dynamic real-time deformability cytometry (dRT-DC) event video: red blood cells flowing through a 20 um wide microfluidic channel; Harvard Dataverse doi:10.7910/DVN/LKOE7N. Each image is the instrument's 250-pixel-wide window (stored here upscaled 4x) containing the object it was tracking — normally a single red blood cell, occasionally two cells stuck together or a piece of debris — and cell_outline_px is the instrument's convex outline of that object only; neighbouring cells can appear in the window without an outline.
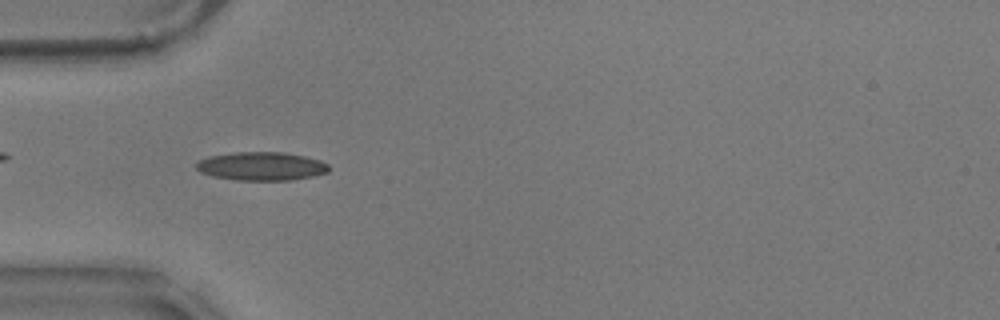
{"species": "common noctule bat (a hibernating species)", "species_latin": "Nyctalus noctula", "temperature_condition": "warm", "stored_images_in_passage": 56, "camera_frame_rate_fps": 3000, "um_per_image_px": 0.085, "animal": {"sex": "male", "body_mass_g": 17.9}, "frame": {"image": 1, "passage_image": 17, "time_ms": 5.333, "image_size_px": [1000, 320], "cell_outline_px": [[328, 172], [312, 176], [292, 180], [236, 180], [212, 176], [200, 172], [196, 168], [196, 164], [200, 160], [208, 156], [236, 152], [284, 152], [304, 156], [320, 160], [328, 164]], "centroid_in_image_um": [22.21, 14.13], "position_along_channel_um": 62.8, "area_um2": 21.96}}
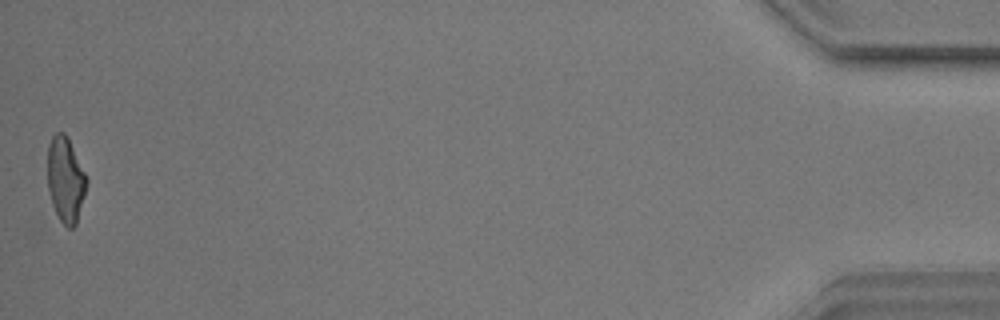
{"frame": {"image": 2, "passage_image": 56, "time_ms": 18.333, "image_size_px": [1000, 320], "cell_outline_px": [[88, 180], [76, 224], [72, 228], [68, 228], [60, 220], [52, 204], [48, 188], [48, 144], [52, 136], [56, 132], [64, 132], [68, 136]], "centroid_in_image_um": [5.56, 15.23], "position_along_channel_um": 429.6, "area_um2": 19.25}, "authors_computed_cell_mechanics": {"area_um2": 19.7387, "velocity_mm_per_s": 3.5503, "shape_relaxation_time_tau1_ms": 7.9416, "shape_relaxation_time_tau2_ms": 1.5196, "deformation_change_tau1": 0.2063, "deformation_change_tau2": 0.0921}}